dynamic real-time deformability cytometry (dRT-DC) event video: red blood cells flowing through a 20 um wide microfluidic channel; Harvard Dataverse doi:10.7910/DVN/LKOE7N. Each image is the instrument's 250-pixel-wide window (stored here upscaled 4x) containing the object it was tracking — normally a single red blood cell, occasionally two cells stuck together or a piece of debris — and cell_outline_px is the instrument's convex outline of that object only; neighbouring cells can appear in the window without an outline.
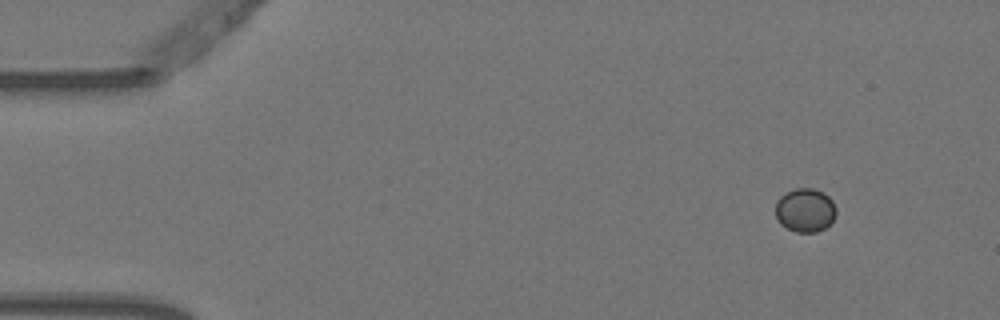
{"species": "Egyptian fruit bat (a non-hibernating species)", "species_latin": "Rousettus aegyptiacus", "temperature_condition": "warm", "stored_images_in_passage": 4, "camera_frame_rate_fps": 3000, "um_per_image_px": 0.085, "animal": {"sex": "female"}, "frame": {"image": 1, "passage_image": 1, "time_ms": 0.0, "image_size_px": [1000, 320], "cell_outline_px": [[836, 216], [824, 228], [816, 232], [796, 232], [780, 224], [776, 216], [776, 200], [784, 192], [796, 188], [812, 188], [824, 192], [832, 200], [836, 208]], "centroid_in_image_um": [68.43, 17.84], "position_along_channel_um": 16.6, "area_um2": 15.55}}
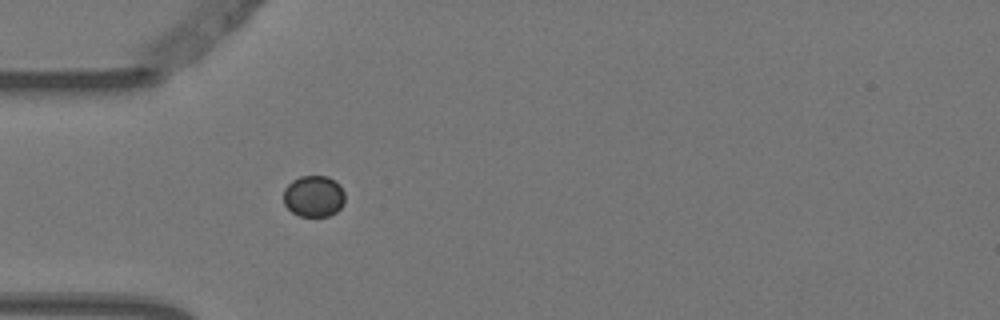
{"frame": {"image": 2, "passage_image": 4, "time_ms": 1.0, "image_size_px": [1000, 320], "cell_outline_px": [[344, 204], [336, 212], [328, 216], [300, 216], [292, 212], [284, 204], [284, 188], [292, 180], [300, 176], [328, 176], [336, 180], [340, 184], [344, 192]], "centroid_in_image_um": [26.68, 16.66], "position_along_channel_um": 58.3, "area_um2": 14.97}}